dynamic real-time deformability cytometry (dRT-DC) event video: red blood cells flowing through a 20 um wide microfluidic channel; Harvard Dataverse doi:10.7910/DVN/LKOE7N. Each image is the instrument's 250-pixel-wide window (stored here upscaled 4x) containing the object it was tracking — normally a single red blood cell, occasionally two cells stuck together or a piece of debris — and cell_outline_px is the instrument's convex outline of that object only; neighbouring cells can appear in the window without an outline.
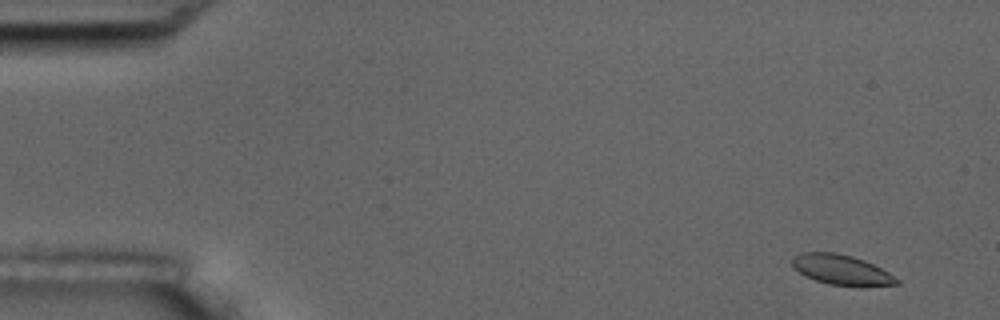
{"species": "common noctule bat (a hibernating species)", "species_latin": "Nyctalus noctula", "temperature_condition": "room temperature", "stored_images_in_passage": 5, "camera_frame_rate_fps": 3000, "um_per_image_px": 0.085, "animal": {"sex": "male", "body_mass_g": 17.5, "forearm_length_mm": 52.3}, "frame": {"image": 1, "passage_image": 1, "time_ms": 0.0, "image_size_px": [1000, 320], "cell_outline_px": [[900, 284], [856, 288], [828, 284], [816, 280], [800, 272], [792, 264], [792, 256], [800, 252], [836, 252], [852, 256], [864, 260], [888, 272], [900, 280]], "centroid_in_image_um": [71.57, 22.95], "position_along_channel_um": 13.4, "area_um2": 18.61}}